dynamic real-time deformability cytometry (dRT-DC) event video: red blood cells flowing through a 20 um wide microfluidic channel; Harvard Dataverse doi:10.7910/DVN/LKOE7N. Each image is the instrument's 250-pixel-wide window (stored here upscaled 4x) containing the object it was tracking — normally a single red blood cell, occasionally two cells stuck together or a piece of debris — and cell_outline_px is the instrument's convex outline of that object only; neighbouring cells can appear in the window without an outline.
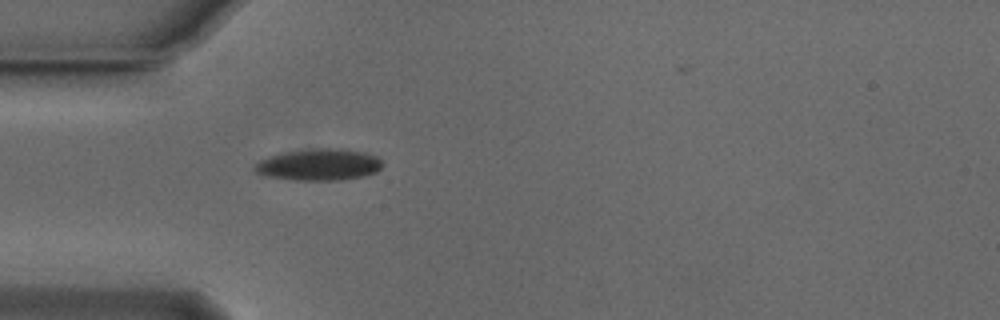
{"species": "Egyptian fruit bat (a non-hibernating species)", "species_latin": "Rousettus aegyptiacus", "temperature_condition": "cold", "stored_images_in_passage": 34, "camera_frame_rate_fps": 3000, "um_per_image_px": 0.085, "animal": {"sex": "male"}, "frame": {"image": 1, "passage_image": 1, "time_ms": 0.0, "image_size_px": [1000, 320], "cell_outline_px": [[384, 164], [376, 172], [364, 176], [344, 180], [300, 180], [264, 176], [256, 172], [252, 168], [260, 160], [268, 156], [288, 152], [320, 148], [344, 148], [364, 152], [376, 156]], "centroid_in_image_um": [27.14, 14.0], "position_along_channel_um": 57.9, "area_um2": 23.52}}
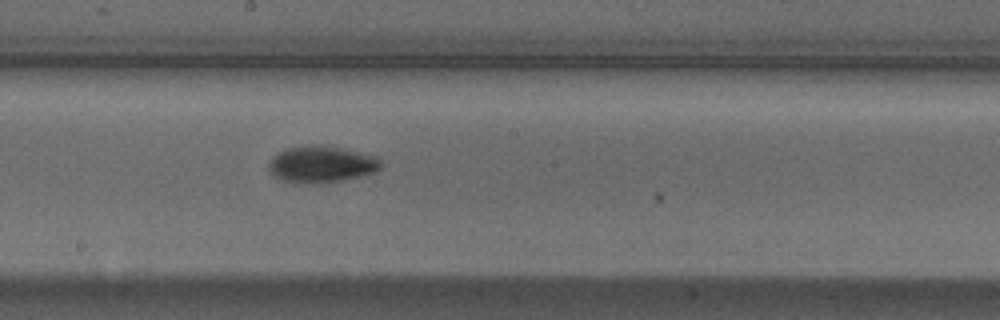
{"frame": {"image": 2, "passage_image": 14, "time_ms": 4.333, "image_size_px": [1000, 320], "cell_outline_px": [[380, 168], [372, 172], [360, 176], [340, 180], [284, 180], [272, 176], [268, 168], [268, 164], [272, 156], [288, 148], [308, 144], [316, 144], [340, 148], [376, 156], [380, 160]], "centroid_in_image_um": [27.29, 13.9], "position_along_channel_um": 220.9, "area_um2": 22.83}}
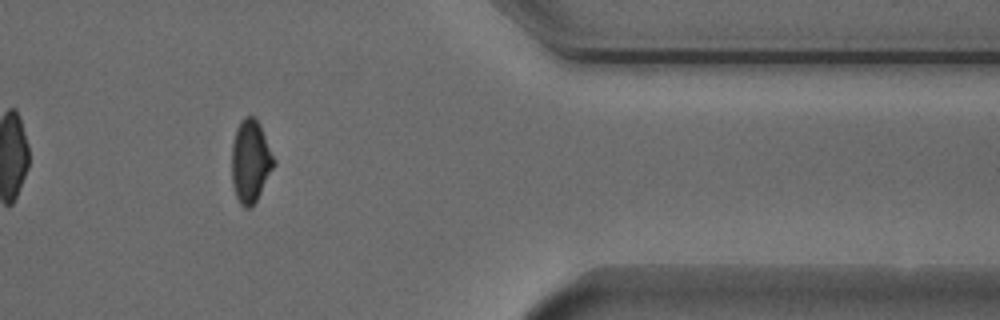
{"frame": {"image": 3, "passage_image": 29, "time_ms": 9.333, "image_size_px": [1000, 320], "cell_outline_px": [[276, 164], [256, 200], [248, 208], [244, 208], [240, 204], [236, 196], [232, 184], [232, 144], [236, 128], [240, 120], [244, 116], [252, 116], [260, 124], [276, 160]], "centroid_in_image_um": [21.29, 13.68], "position_along_channel_um": 390.1, "area_um2": 20.35}, "authors_computed_cell_mechanics": {"area_um2": 21.3571, "velocity_mm_per_s": 3.8528, "shape_relaxation_time_tau1_ms": 3.5885, "shape_relaxation_time_tau2_ms": 7.2321, "deformation_change_tau1": 0.1259, "deformation_change_tau2": 0.1118}}